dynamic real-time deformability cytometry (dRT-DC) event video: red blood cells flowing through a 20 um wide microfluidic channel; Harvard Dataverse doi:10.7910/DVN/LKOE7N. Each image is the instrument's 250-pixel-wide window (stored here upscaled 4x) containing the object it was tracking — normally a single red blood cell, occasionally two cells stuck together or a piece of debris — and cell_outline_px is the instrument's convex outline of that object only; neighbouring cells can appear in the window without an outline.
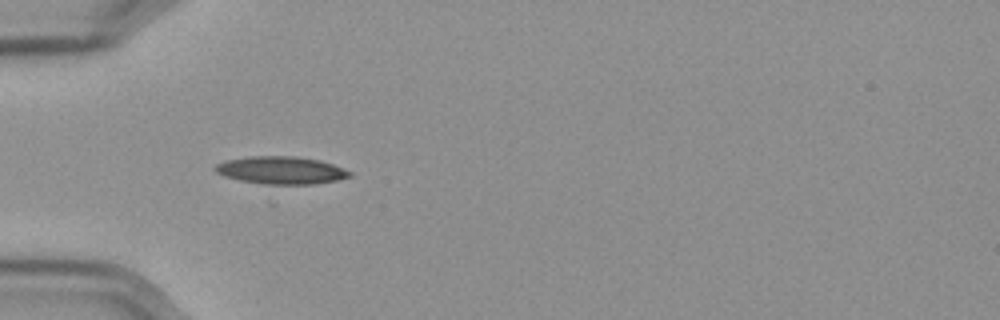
{"species": "Egyptian fruit bat (a non-hibernating species)", "species_latin": "Rousettus aegyptiacus", "temperature_condition": "cold", "stored_images_in_passage": 17, "camera_frame_rate_fps": 3000, "um_per_image_px": 0.085, "frame": {"image": 1, "passage_image": 2, "time_ms": 0.333, "image_size_px": [1000, 320], "cell_outline_px": [[352, 176], [336, 180], [316, 184], [272, 188], [224, 176], [216, 172], [212, 168], [216, 164], [224, 160], [248, 156], [296, 156], [320, 160], [332, 164], [352, 172]], "centroid_in_image_um": [23.85, 14.52], "position_along_channel_um": 61.1, "area_um2": 22.72}}
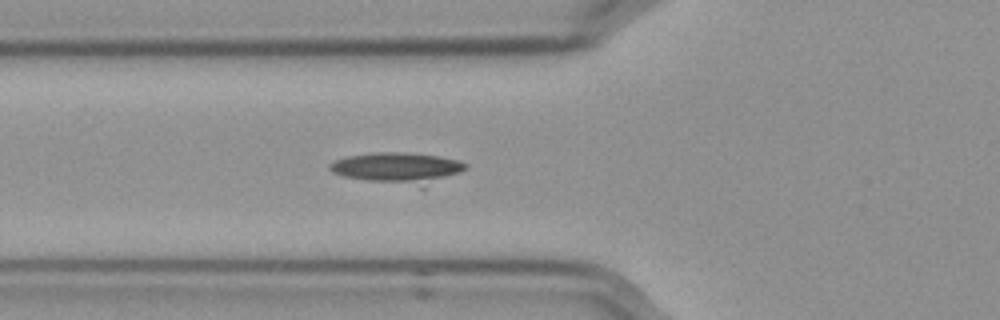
{"frame": {"image": 2, "passage_image": 5, "time_ms": 1.333, "image_size_px": [1000, 320], "cell_outline_px": [[468, 168], [460, 172], [424, 188], [420, 188], [368, 180], [344, 176], [332, 172], [328, 168], [328, 164], [332, 160], [348, 156], [380, 152], [404, 152], [436, 156], [456, 160], [468, 164]], "centroid_in_image_um": [33.82, 14.29], "position_along_channel_um": 92.0, "area_um2": 24.68}}
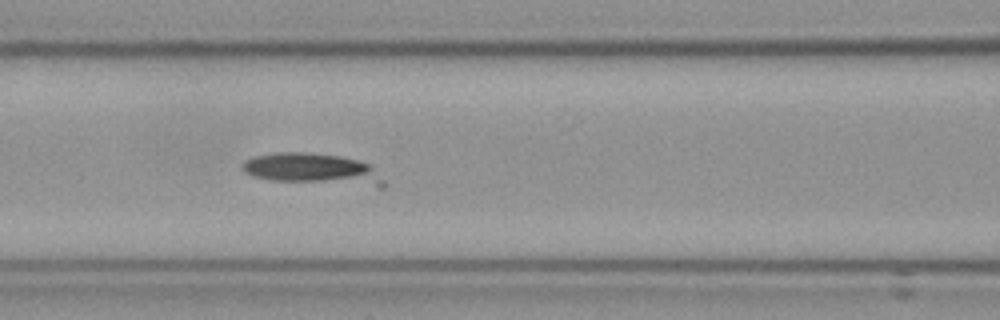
{"frame": {"image": 3, "passage_image": 9, "time_ms": 2.667, "image_size_px": [1000, 320], "cell_outline_px": [[384, 188], [376, 188], [272, 180], [252, 176], [244, 172], [240, 168], [240, 164], [244, 160], [252, 156], [276, 152], [304, 152], [340, 156], [360, 160], [368, 164], [384, 180]], "centroid_in_image_um": [26.57, 14.39], "position_along_channel_um": 140.0, "area_um2": 26.41}}